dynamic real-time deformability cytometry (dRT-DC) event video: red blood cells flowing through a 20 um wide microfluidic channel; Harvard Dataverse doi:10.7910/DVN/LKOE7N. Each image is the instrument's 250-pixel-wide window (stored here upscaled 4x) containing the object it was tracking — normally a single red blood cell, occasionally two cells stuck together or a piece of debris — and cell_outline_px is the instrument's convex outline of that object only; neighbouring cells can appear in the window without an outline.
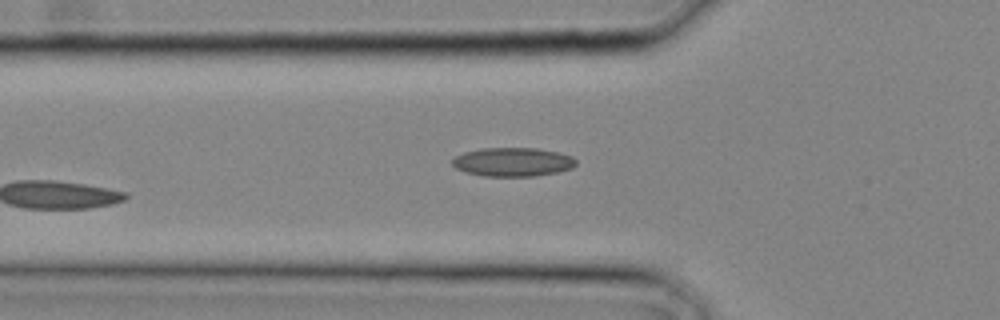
{"species": "common noctule bat (a hibernating species)", "species_latin": "Nyctalus noctula", "temperature_condition": "cold", "stored_images_in_passage": 13, "camera_frame_rate_fps": 3000, "um_per_image_px": 0.085, "animal": {"sex": "male", "body_mass_g": 20.4}, "frame": {"image": 1, "passage_image": 13, "time_ms": 4.0, "image_size_px": [1000, 320], "cell_outline_px": [[576, 164], [572, 168], [556, 172], [536, 176], [484, 176], [464, 172], [456, 168], [452, 164], [452, 160], [456, 156], [464, 152], [480, 148], [536, 148], [556, 152], [572, 156], [576, 160]], "centroid_in_image_um": [43.57, 13.77], "position_along_channel_um": 82.2, "area_um2": 20.75}}